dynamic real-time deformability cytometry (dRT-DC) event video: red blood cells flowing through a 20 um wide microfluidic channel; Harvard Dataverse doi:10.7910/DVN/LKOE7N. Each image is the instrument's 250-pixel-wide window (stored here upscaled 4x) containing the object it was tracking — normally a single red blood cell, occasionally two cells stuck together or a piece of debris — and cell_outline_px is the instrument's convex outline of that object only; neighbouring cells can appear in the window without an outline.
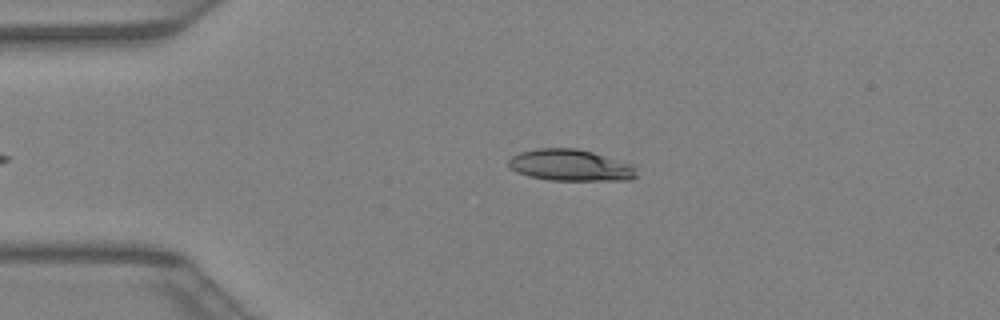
{"species": "Egyptian fruit bat (a non-hibernating species)", "species_latin": "Rousettus aegyptiacus", "temperature_condition": "warm", "stored_images_in_passage": 30, "camera_frame_rate_fps": 3000, "um_per_image_px": 0.085, "animal": {"sex": "female"}, "frame": {"image": 1, "passage_image": 3, "time_ms": 0.667, "image_size_px": [1000, 320], "cell_outline_px": [[636, 176], [632, 180], [548, 180], [528, 176], [512, 168], [508, 164], [508, 160], [512, 156], [520, 152], [536, 148], [576, 148], [592, 152], [632, 164], [636, 168]], "centroid_in_image_um": [48.5, 14.04], "position_along_channel_um": 36.5, "area_um2": 23.41}}
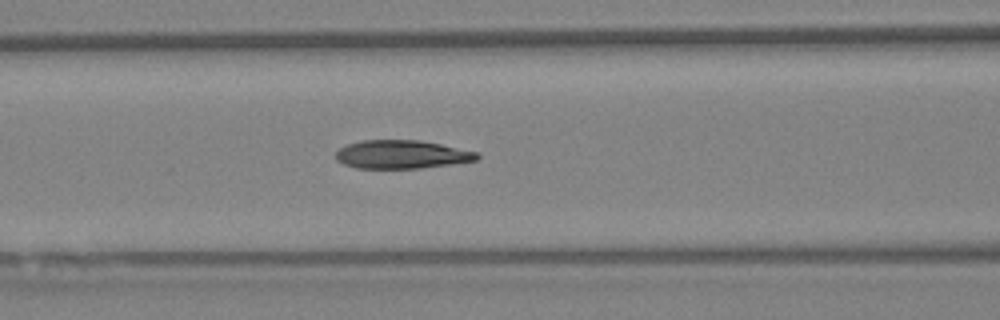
{"frame": {"image": 2, "passage_image": 11, "time_ms": 3.333, "image_size_px": [1000, 320], "cell_outline_px": [[480, 156], [476, 160], [452, 164], [420, 168], [356, 168], [344, 164], [336, 160], [336, 152], [340, 148], [348, 144], [364, 140], [420, 140], [440, 144], [476, 152]], "centroid_in_image_um": [34.12, 13.13], "position_along_channel_um": 132.5, "area_um2": 23.18}}
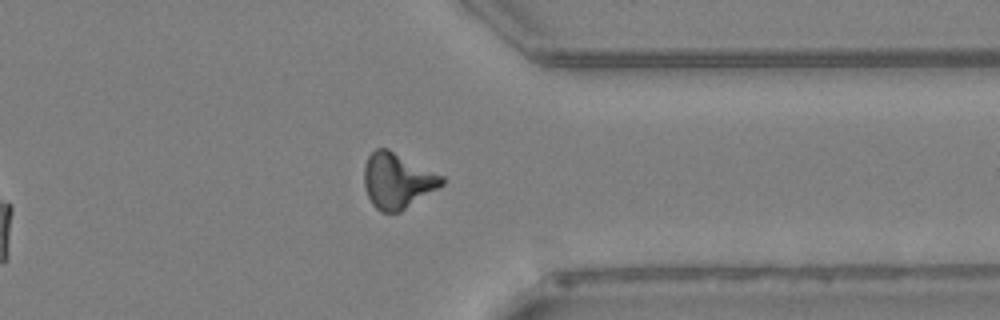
{"frame": {"image": 3, "passage_image": 26, "time_ms": 8.333, "image_size_px": [1000, 320], "cell_outline_px": [[444, 184], [400, 212], [380, 212], [372, 204], [364, 188], [364, 168], [368, 156], [376, 148], [388, 148], [444, 176]], "centroid_in_image_um": [33.76, 15.35], "position_along_channel_um": 377.6, "area_um2": 25.09}}